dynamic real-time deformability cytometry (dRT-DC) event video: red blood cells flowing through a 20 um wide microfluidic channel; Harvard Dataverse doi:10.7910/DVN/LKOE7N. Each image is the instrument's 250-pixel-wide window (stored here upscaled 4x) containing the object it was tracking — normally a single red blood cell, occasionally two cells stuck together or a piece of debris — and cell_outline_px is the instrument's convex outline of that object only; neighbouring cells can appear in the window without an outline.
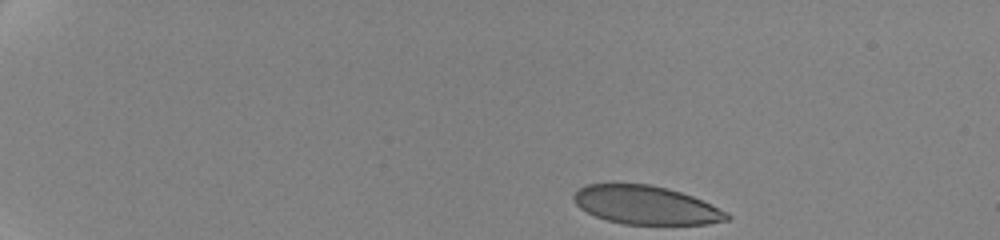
{"species": "human", "species_latin": "Homo sapiens", "temperature_condition": "cold", "stored_images_in_passage": 37, "camera_frame_rate_fps": 3000, "um_per_image_px": 0.085, "donor": {"sex": "female"}, "frame": {"image": 1, "passage_image": 1, "time_ms": 0.0, "image_size_px": [1000, 240], "cell_outline_px": [[732, 216], [728, 220], [708, 224], [624, 224], [608, 220], [596, 216], [580, 208], [576, 204], [572, 196], [580, 188], [588, 184], [648, 184], [668, 188], [692, 196], [728, 212]], "centroid_in_image_um": [54.93, 17.44], "position_along_channel_um": 30.1, "area_um2": 34.1}}
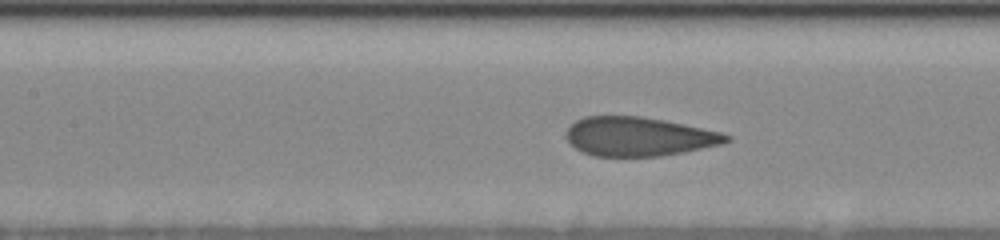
{"frame": {"image": 2, "passage_image": 16, "time_ms": 6.667, "image_size_px": [1000, 240], "cell_outline_px": [[732, 140], [724, 144], [684, 152], [660, 156], [592, 156], [576, 148], [564, 136], [568, 128], [576, 120], [584, 116], [640, 116], [664, 120], [720, 132], [732, 136]], "centroid_in_image_um": [54.31, 11.61], "position_along_channel_um": 153.1, "area_um2": 36.41}}
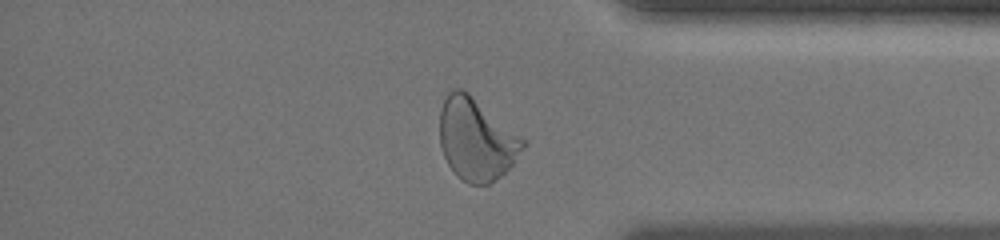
{"frame": {"image": 3, "passage_image": 32, "time_ms": 13.667, "image_size_px": [1000, 240], "cell_outline_px": [[528, 140], [512, 164], [500, 176], [488, 184], [468, 184], [456, 176], [448, 164], [444, 156], [440, 144], [440, 108], [448, 92], [452, 88], [460, 88], [468, 92]], "centroid_in_image_um": [40.49, 11.82], "position_along_channel_um": 394.7, "area_um2": 39.94}, "authors_computed_cell_mechanics": {"area_um2": 37.281, "velocity_mm_per_s": 3.5243, "shape_relaxation_time_tau1_ms": 3.9213, "shape_relaxation_time_tau2_ms": null, "deformation_change_tau1": 0.1557, "deformation_change_tau2": null}}